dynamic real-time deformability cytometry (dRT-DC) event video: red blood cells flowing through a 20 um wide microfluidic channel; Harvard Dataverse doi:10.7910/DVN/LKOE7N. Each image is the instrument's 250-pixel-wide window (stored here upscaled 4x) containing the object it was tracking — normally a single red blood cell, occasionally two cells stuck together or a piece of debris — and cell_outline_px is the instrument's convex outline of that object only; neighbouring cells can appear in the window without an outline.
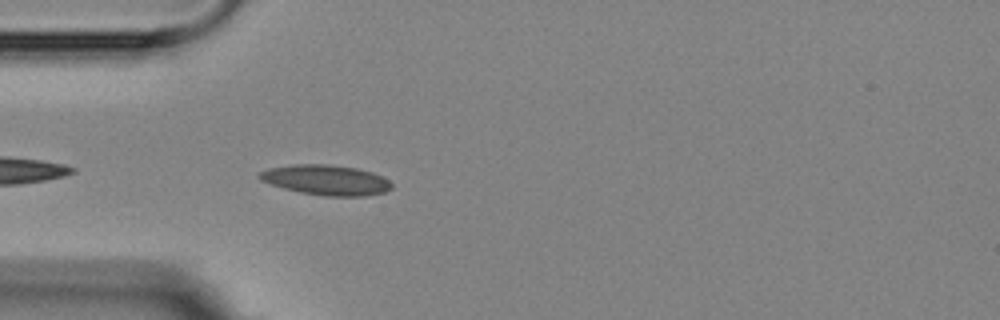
{"species": "Egyptian fruit bat (a non-hibernating species)", "species_latin": "Rousettus aegyptiacus", "temperature_condition": "room temperature", "stored_images_in_passage": 3, "camera_frame_rate_fps": 3000, "um_per_image_px": 0.085, "animal": {"sex": "female"}, "frame": {"image": 1, "passage_image": 3, "time_ms": 4.0, "image_size_px": [1000, 320], "cell_outline_px": [[392, 188], [384, 192], [364, 196], [324, 196], [300, 192], [284, 188], [260, 180], [256, 176], [260, 172], [268, 168], [292, 164], [328, 164], [356, 168], [372, 172], [388, 180], [392, 184]], "centroid_in_image_um": [27.69, 15.29], "position_along_channel_um": 57.3, "area_um2": 23.18}}